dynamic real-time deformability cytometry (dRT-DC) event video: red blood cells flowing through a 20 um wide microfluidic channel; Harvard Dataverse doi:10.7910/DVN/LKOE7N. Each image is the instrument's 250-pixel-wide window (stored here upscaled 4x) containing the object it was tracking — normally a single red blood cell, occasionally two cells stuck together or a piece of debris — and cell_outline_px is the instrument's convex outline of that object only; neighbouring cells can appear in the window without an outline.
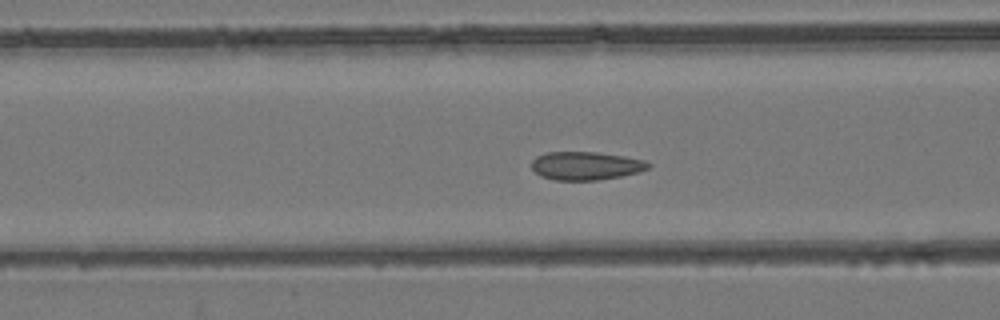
{"species": "common noctule bat (a hibernating species)", "species_latin": "Nyctalus noctula", "temperature_condition": "room temperature", "stored_images_in_passage": 55, "camera_frame_rate_fps": 3000, "um_per_image_px": 0.085, "animal": {"sex": "female", "body_mass_g": 24.6, "forearm_length_mm": 56.2}, "frame": {"image": 1, "passage_image": 22, "time_ms": 7.0, "image_size_px": [1000, 320], "cell_outline_px": [[652, 164], [648, 168], [636, 172], [620, 176], [596, 180], [556, 180], [540, 176], [532, 168], [532, 160], [536, 156], [548, 152], [596, 152], [624, 156], [644, 160]], "centroid_in_image_um": [49.77, 14.08], "position_along_channel_um": 116.8, "area_um2": 19.07}}
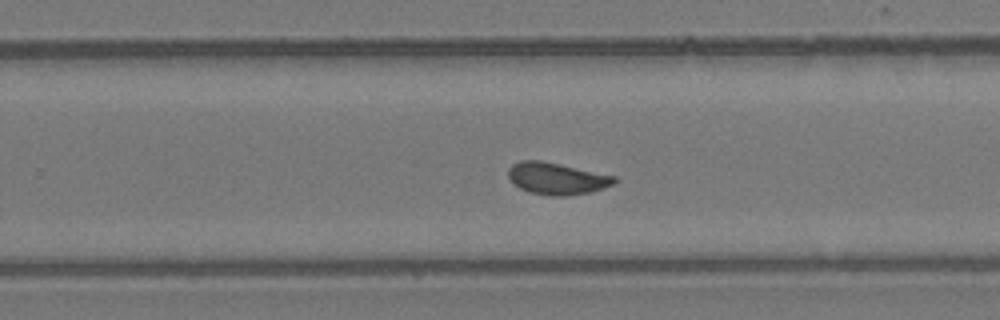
{"frame": {"image": 2, "passage_image": 35, "time_ms": 11.333, "image_size_px": [1000, 320], "cell_outline_px": [[616, 180], [612, 184], [592, 192], [568, 196], [548, 196], [528, 192], [512, 184], [508, 176], [508, 168], [512, 164], [520, 160], [540, 160], [560, 164], [616, 176]], "centroid_in_image_um": [47.28, 15.18], "position_along_channel_um": 282.5, "area_um2": 19.88}}
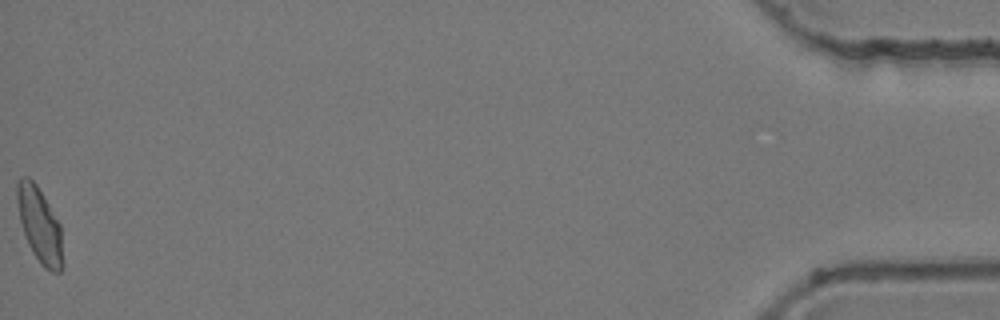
{"frame": {"image": 3, "passage_image": 55, "time_ms": 18.0, "image_size_px": [1000, 320], "cell_outline_px": [[64, 268], [60, 272], [52, 272], [44, 268], [40, 264], [28, 244], [20, 220], [16, 196], [16, 184], [24, 176], [28, 176], [36, 184], [60, 224], [64, 264]], "centroid_in_image_um": [3.39, 19.18], "position_along_channel_um": 431.8, "area_um2": 19.94}, "authors_computed_cell_mechanics": {"area_um2": 19.7098, "velocity_mm_per_s": 3.8277, "shape_relaxation_time_tau1_ms": null, "shape_relaxation_time_tau2_ms": 0.6485, "deformation_change_tau1": null, "deformation_change_tau2": 0.0587}}